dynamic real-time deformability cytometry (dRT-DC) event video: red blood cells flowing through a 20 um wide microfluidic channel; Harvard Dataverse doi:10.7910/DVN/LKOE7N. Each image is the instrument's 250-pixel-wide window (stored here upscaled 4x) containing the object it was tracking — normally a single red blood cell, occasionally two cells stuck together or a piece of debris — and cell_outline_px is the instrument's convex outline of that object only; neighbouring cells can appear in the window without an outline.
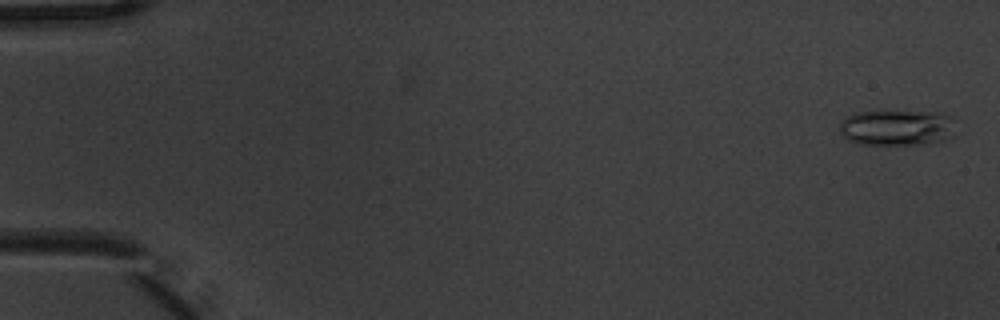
{"species": "common noctule bat (a hibernating species)", "species_latin": "Nyctalus noctula", "temperature_condition": "warm", "stored_images_in_passage": 4, "camera_frame_rate_fps": 3000, "um_per_image_px": 0.085, "animal": {"sex": "male", "body_mass_g": 20.1, "forearm_length_mm": 53.5}, "frame": {"image": 1, "passage_image": 1, "time_ms": 0.0, "image_size_px": [1000, 320], "cell_outline_px": [[956, 120], [952, 136], [928, 144], [860, 144], [848, 140], [840, 132], [840, 124], [848, 116], [856, 112], [888, 108], [940, 112]], "centroid_in_image_um": [76.25, 10.78], "position_along_channel_um": 8.7, "area_um2": 25.2}}